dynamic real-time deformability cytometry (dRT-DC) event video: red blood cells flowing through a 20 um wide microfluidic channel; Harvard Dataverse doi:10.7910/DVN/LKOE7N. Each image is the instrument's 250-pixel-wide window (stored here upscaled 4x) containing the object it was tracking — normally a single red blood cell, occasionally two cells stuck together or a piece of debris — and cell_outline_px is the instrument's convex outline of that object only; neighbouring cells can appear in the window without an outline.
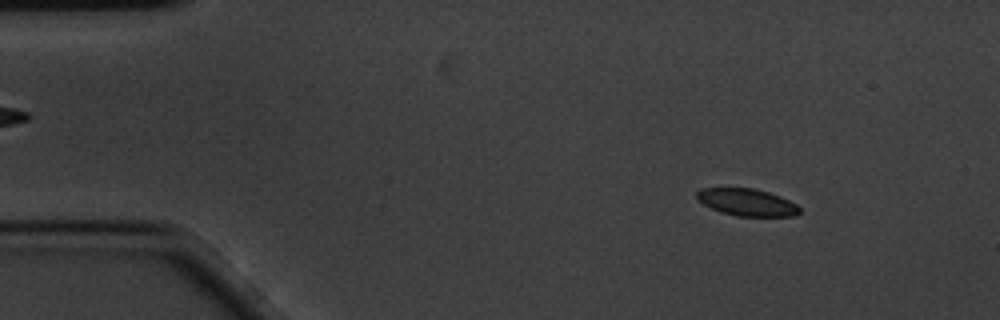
{"species": "common noctule bat (a hibernating species)", "species_latin": "Nyctalus noctula", "temperature_condition": "cold", "stored_images_in_passage": 7, "camera_frame_rate_fps": 3000, "um_per_image_px": 0.085, "animal": {"sex": "male", "body_mass_g": 20.1, "forearm_length_mm": 53.5}, "frame": {"image": 1, "passage_image": 2, "time_ms": 0.333, "image_size_px": [1000, 320], "cell_outline_px": [[800, 212], [796, 216], [736, 216], [720, 212], [696, 200], [696, 192], [700, 188], [752, 188], [768, 192], [780, 196], [796, 204], [800, 208]], "centroid_in_image_um": [63.47, 17.19], "position_along_channel_um": 21.5, "area_um2": 16.3}}
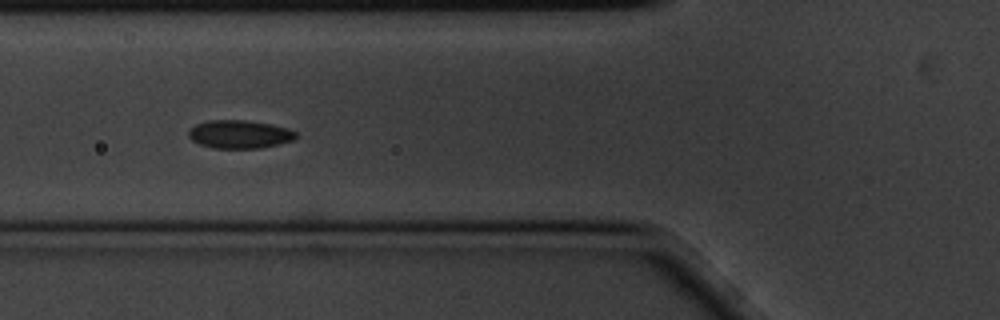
{"frame": {"image": 2, "passage_image": 6, "time_ms": 1.667, "image_size_px": [1000, 320], "cell_outline_px": [[296, 136], [292, 140], [260, 148], [212, 148], [200, 144], [192, 140], [188, 136], [188, 132], [196, 124], [208, 120], [248, 120], [272, 124], [288, 128], [296, 132]], "centroid_in_image_um": [20.34, 11.4], "position_along_channel_um": 105.5, "area_um2": 17.57}}
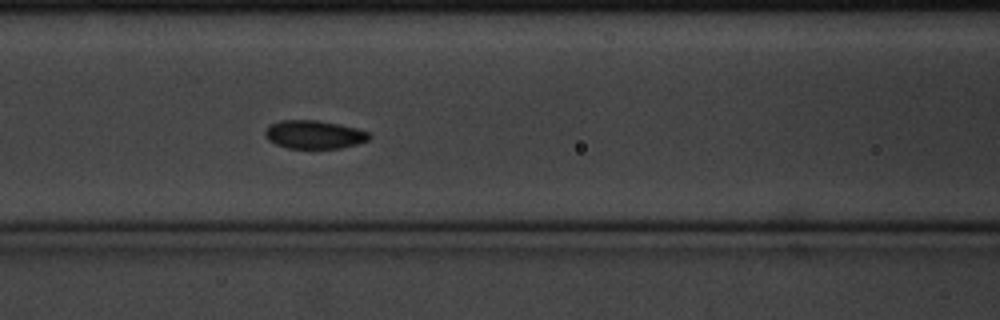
{"frame": {"image": 3, "passage_image": 7, "time_ms": 2.0, "image_size_px": [1000, 320], "cell_outline_px": [[372, 136], [368, 140], [356, 144], [340, 148], [288, 148], [276, 144], [268, 140], [264, 136], [264, 132], [268, 124], [280, 120], [316, 120], [356, 128], [368, 132]], "centroid_in_image_um": [26.65, 11.43], "position_along_channel_um": 139.9, "area_um2": 17.17}}